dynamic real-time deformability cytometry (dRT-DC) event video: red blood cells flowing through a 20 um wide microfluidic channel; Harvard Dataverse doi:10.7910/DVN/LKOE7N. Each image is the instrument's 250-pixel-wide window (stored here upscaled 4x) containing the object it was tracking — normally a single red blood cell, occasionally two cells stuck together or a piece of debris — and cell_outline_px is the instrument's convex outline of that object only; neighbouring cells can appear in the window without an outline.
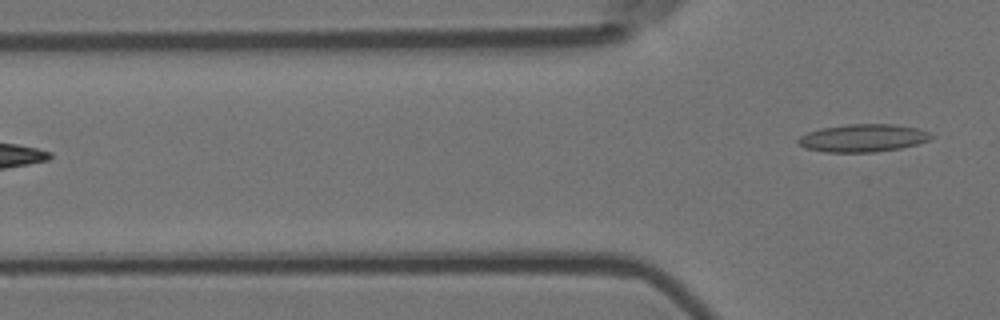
{"species": "Egyptian fruit bat (a non-hibernating species)", "species_latin": "Rousettus aegyptiacus", "temperature_condition": "room temperature", "stored_images_in_passage": 7, "camera_frame_rate_fps": 3000, "um_per_image_px": 0.085, "animal": {"sex": "female"}, "frame": {"image": 1, "passage_image": 7, "time_ms": 2.0, "image_size_px": [1000, 320], "cell_outline_px": [[932, 136], [928, 140], [916, 144], [900, 148], [872, 152], [824, 152], [808, 148], [800, 144], [796, 140], [800, 136], [808, 132], [820, 128], [848, 124], [896, 124], [920, 128], [928, 132]], "centroid_in_image_um": [73.35, 11.72], "position_along_channel_um": 52.4, "area_um2": 21.39}}